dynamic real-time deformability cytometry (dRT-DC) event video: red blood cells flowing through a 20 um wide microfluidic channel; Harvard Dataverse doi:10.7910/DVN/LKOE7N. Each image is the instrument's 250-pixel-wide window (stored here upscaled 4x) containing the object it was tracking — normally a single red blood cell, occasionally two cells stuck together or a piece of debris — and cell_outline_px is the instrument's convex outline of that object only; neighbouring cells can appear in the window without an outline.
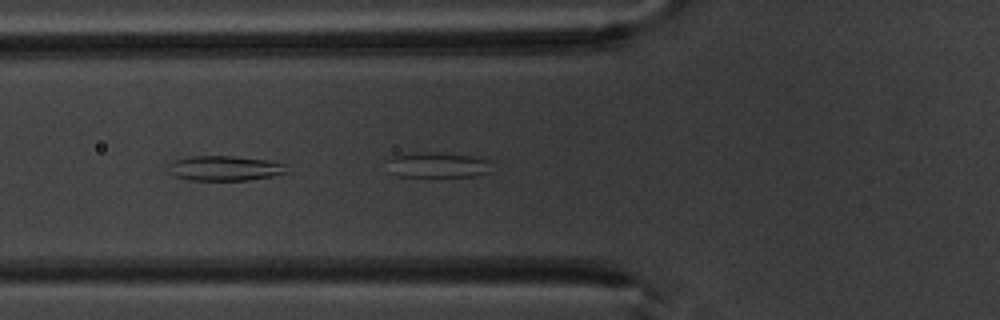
{"species": "common noctule bat (a hibernating species)", "species_latin": "Nyctalus noctula", "temperature_condition": "warm", "stored_images_in_passage": 5, "camera_frame_rate_fps": 3000, "um_per_image_px": 0.085, "animal": {"sex": "male", "body_mass_g": 20.1, "forearm_length_mm": 53.5}, "frame": {"image": 1, "passage_image": 5, "time_ms": 5.333, "image_size_px": [1000, 320], "cell_outline_px": [[288, 172], [272, 176], [248, 180], [188, 180], [176, 176], [172, 172], [168, 164], [172, 160], [188, 156], [232, 156], [268, 160], [288, 164]], "centroid_in_image_um": [19.14, 14.29], "position_along_channel_um": 106.7, "area_um2": 17.28}}